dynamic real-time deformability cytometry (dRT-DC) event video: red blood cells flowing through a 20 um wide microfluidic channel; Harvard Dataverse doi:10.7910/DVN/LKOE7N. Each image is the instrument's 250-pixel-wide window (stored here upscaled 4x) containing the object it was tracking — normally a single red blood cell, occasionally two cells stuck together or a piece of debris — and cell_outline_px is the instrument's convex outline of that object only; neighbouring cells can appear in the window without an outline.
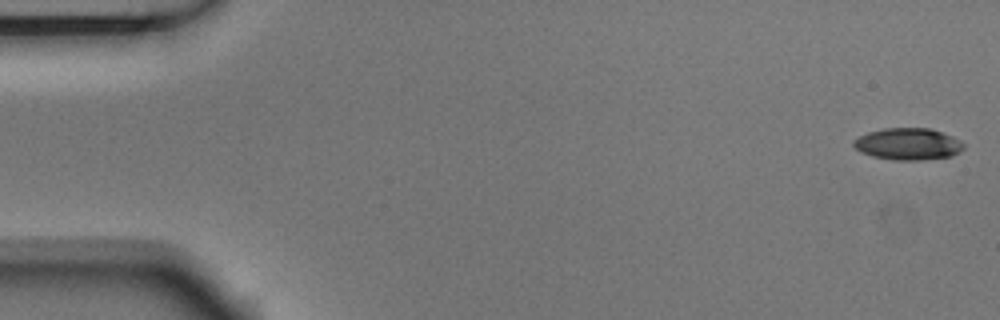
{"species": "Egyptian fruit bat (a non-hibernating species)", "species_latin": "Rousettus aegyptiacus", "temperature_condition": "room temperature", "stored_images_in_passage": 4, "camera_frame_rate_fps": 3000, "um_per_image_px": 0.085, "animal": {"sex": "male"}, "frame": {"image": 1, "passage_image": 1, "time_ms": 0.0, "image_size_px": [1000, 320], "cell_outline_px": [[964, 148], [960, 152], [952, 156], [920, 160], [896, 160], [872, 156], [860, 152], [852, 144], [852, 140], [868, 132], [884, 128], [932, 128], [944, 132], [960, 140], [964, 144]], "centroid_in_image_um": [77.2, 12.23], "position_along_channel_um": 7.8, "area_um2": 20.58}}
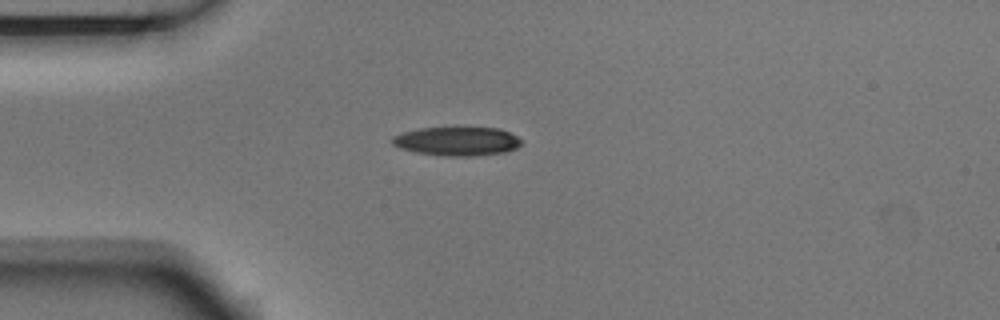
{"frame": {"image": 2, "passage_image": 4, "time_ms": 1.0, "image_size_px": [1000, 320], "cell_outline_px": [[524, 140], [516, 148], [504, 152], [476, 156], [444, 156], [416, 152], [400, 148], [392, 144], [392, 136], [400, 132], [420, 128], [452, 124], [500, 128]], "centroid_in_image_um": [38.83, 11.94], "position_along_channel_um": 46.2, "area_um2": 22.89}}